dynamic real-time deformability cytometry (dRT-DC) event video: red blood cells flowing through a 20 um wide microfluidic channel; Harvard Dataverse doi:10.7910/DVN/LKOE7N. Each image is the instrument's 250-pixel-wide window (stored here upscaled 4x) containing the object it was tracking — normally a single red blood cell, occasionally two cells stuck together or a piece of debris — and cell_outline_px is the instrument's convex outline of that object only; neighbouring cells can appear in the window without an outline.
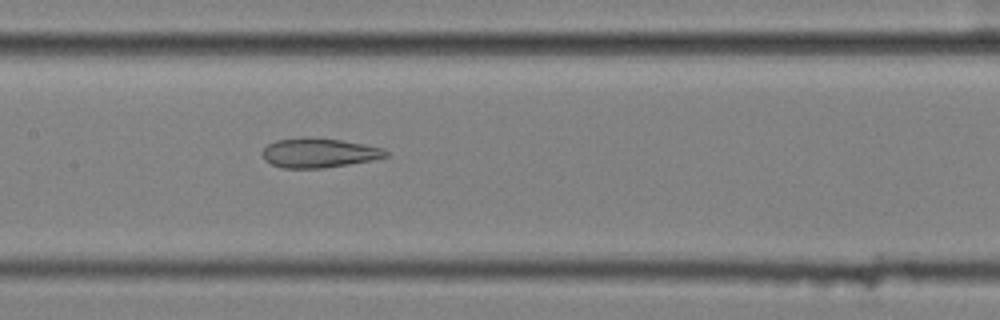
{"species": "common noctule bat (a hibernating species)", "species_latin": "Nyctalus noctula", "temperature_condition": "cold", "stored_images_in_passage": 9, "camera_frame_rate_fps": 3000, "um_per_image_px": 0.085, "animal": {"sex": "female", "body_mass_g": 25.1}, "frame": {"image": 1, "passage_image": 8, "time_ms": 2.333, "image_size_px": [1000, 320], "cell_outline_px": [[388, 156], [372, 160], [324, 168], [284, 168], [272, 164], [264, 160], [260, 152], [268, 144], [276, 140], [300, 136], [308, 136], [340, 140], [364, 144], [384, 148], [388, 152]], "centroid_in_image_um": [27.07, 12.98], "position_along_channel_um": 180.3, "area_um2": 21.44}}